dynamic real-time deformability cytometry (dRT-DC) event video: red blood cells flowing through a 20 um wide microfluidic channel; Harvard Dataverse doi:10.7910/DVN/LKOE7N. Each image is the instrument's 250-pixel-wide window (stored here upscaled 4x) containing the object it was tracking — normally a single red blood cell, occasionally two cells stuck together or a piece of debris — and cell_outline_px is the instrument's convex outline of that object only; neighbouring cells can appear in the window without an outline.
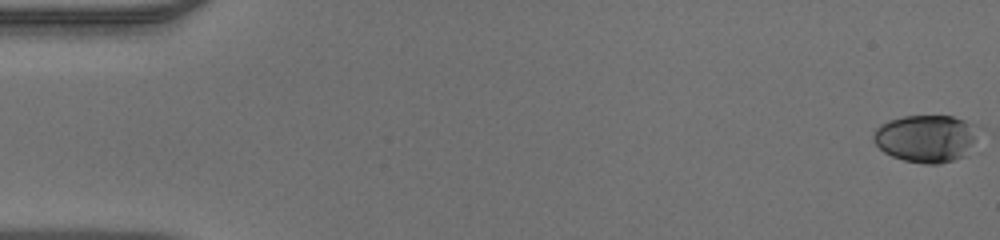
{"species": "human", "species_latin": "Homo sapiens", "temperature_condition": "warm", "stored_images_in_passage": 50, "camera_frame_rate_fps": 3000, "um_per_image_px": 0.085, "donor": {"sex": "male"}, "frame": {"image": 1, "passage_image": 1, "time_ms": 0.0, "image_size_px": [1000, 240], "cell_outline_px": [[980, 136], [964, 156], [952, 160], [936, 164], [924, 164], [904, 160], [892, 156], [884, 152], [872, 140], [872, 132], [880, 124], [888, 120], [904, 116], [952, 116], [964, 120], [972, 124], [980, 132]], "centroid_in_image_um": [78.71, 11.76], "position_along_channel_um": 6.3, "area_um2": 29.19}}
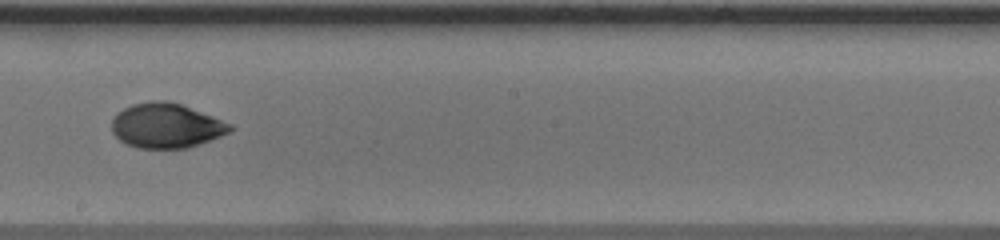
{"frame": {"image": 2, "passage_image": 29, "time_ms": 9.333, "image_size_px": [1000, 240], "cell_outline_px": [[236, 128], [220, 136], [188, 148], [136, 148], [120, 140], [112, 132], [112, 120], [116, 112], [132, 104], [152, 100], [168, 100], [180, 104], [212, 116], [232, 124]], "centroid_in_image_um": [14.11, 10.67], "position_along_channel_um": 234.1, "area_um2": 30.81}}
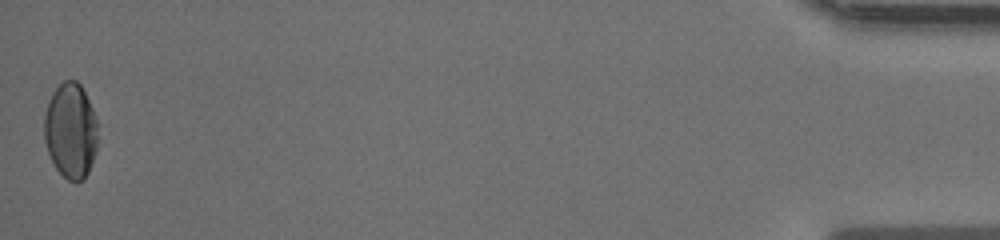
{"frame": {"image": 3, "passage_image": 50, "time_ms": 16.333, "image_size_px": [1000, 240], "cell_outline_px": [[96, 152], [88, 172], [84, 180], [76, 184], [68, 180], [56, 168], [48, 152], [44, 140], [44, 116], [48, 100], [52, 92], [64, 80], [76, 80], [80, 84], [96, 116]], "centroid_in_image_um": [5.99, 11.12], "position_along_channel_um": 429.2, "area_um2": 29.82}}